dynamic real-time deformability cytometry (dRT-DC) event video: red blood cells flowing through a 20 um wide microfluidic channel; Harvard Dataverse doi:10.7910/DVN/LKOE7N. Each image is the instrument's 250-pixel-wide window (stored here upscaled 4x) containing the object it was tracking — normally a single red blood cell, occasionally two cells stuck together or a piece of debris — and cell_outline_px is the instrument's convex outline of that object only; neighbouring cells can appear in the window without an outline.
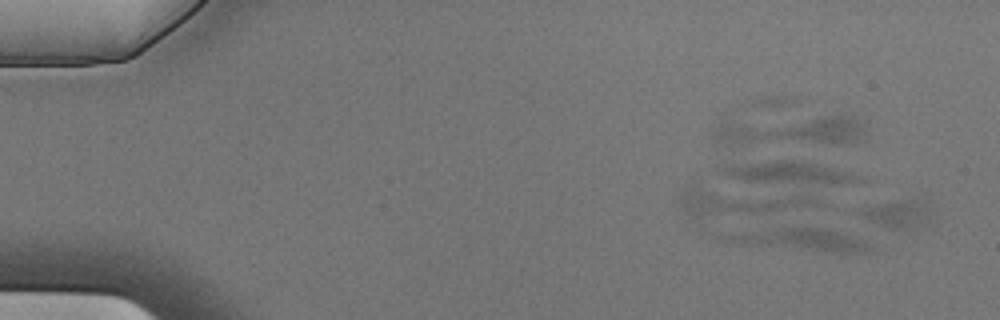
{"species": "Egyptian fruit bat (a non-hibernating species)", "species_latin": "Rousettus aegyptiacus", "temperature_condition": "cold", "stored_images_in_passage": 6, "camera_frame_rate_fps": 3000, "um_per_image_px": 0.085, "animal": {"sex": "male"}, "frame": {"image": 1, "passage_image": 1, "time_ms": 0.0, "image_size_px": [1000, 320], "cell_outline_px": [[876, 252], [836, 252], [740, 244], [720, 240], [712, 236], [784, 224], [804, 224], [844, 232], [868, 240], [876, 244]], "centroid_in_image_um": [68.08, 20.29], "position_along_channel_um": 16.9, "area_um2": 20.75}}